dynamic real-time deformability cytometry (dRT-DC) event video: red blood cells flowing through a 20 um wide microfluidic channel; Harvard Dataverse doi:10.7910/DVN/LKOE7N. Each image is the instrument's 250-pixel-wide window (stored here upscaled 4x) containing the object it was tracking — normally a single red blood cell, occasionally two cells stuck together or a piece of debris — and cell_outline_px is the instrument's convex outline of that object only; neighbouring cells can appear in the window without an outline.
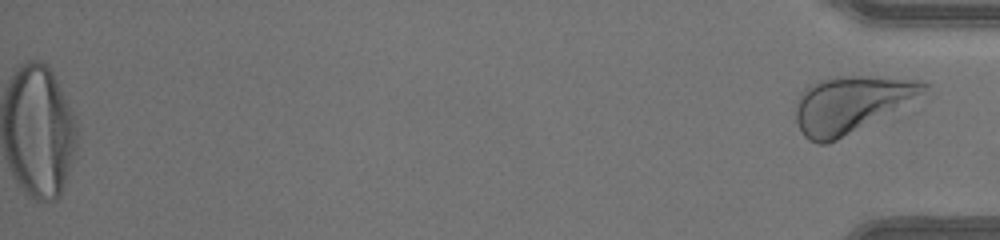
{"species": "human", "species_latin": "Homo sapiens", "temperature_condition": "warm", "stored_images_in_passage": 47, "segment_of_instrument_passage": [2, 2], "camera_frame_rate_fps": 3000, "um_per_image_px": 0.085, "donor": {"sex": "male"}, "frame": {"image": 1, "passage_image": 47, "time_ms": 15.333, "image_size_px": [1000, 240], "cell_outline_px": [[932, 84], [928, 88], [900, 108], [828, 144], [816, 144], [808, 140], [804, 136], [796, 120], [796, 100], [800, 92], [804, 88], [820, 80], [840, 76], [868, 76], [924, 80]], "centroid_in_image_um": [72.32, 8.85], "position_along_channel_um": 362.9, "area_um2": 41.91}}